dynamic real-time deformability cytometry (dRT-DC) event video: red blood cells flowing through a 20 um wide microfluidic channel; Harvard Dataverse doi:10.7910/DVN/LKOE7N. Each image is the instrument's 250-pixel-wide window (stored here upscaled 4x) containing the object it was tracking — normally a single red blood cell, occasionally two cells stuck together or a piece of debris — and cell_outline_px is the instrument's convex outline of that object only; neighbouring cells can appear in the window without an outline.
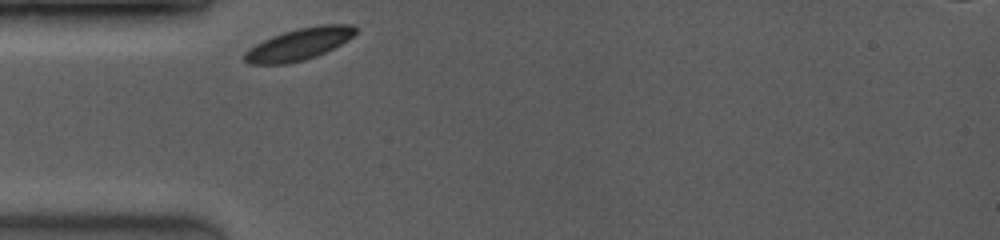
{"species": "common noctule bat (a hibernating species)", "species_latin": "Nyctalus noctula", "temperature_condition": "room temperature", "stored_images_in_passage": 16, "camera_frame_rate_fps": 3500, "um_per_image_px": 0.085, "animal": {"sex": "female", "body_mass_g": 19.0, "forearm_length_mm": 53.3}, "frame": {"image": 1, "passage_image": 1, "time_ms": 0.0, "image_size_px": [1000, 240], "cell_outline_px": [[356, 32], [348, 40], [316, 56], [304, 60], [288, 64], [248, 64], [244, 60], [244, 52], [248, 48], [272, 36], [284, 32], [300, 28], [320, 24], [352, 24], [356, 28]], "centroid_in_image_um": [25.4, 3.76], "position_along_channel_um": 59.6, "area_um2": 20.46}}
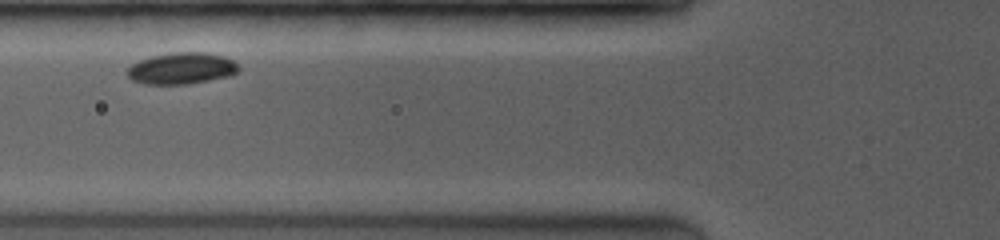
{"frame": {"image": 2, "passage_image": 7, "time_ms": 1.429, "image_size_px": [1000, 240], "cell_outline_px": [[240, 68], [236, 72], [228, 76], [188, 84], [144, 84], [132, 80], [124, 72], [132, 64], [140, 60], [152, 56], [172, 52], [208, 52], [224, 56], [232, 60]], "centroid_in_image_um": [15.4, 5.8], "position_along_channel_um": 110.4, "area_um2": 20.46}}